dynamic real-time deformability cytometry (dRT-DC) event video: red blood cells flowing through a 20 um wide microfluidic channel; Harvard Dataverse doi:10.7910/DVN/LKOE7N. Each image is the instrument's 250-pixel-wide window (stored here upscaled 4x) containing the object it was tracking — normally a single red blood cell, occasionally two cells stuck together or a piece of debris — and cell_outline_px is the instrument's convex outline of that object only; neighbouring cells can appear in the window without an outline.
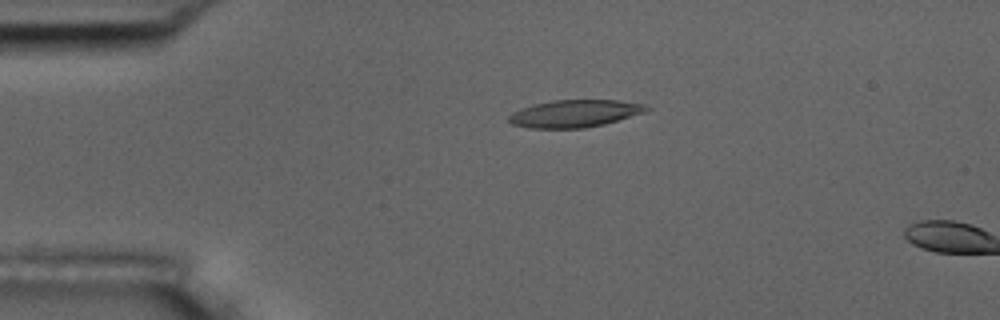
{"species": "common noctule bat (a hibernating species)", "species_latin": "Nyctalus noctula", "temperature_condition": "room temperature", "stored_images_in_passage": 4, "camera_frame_rate_fps": 3000, "um_per_image_px": 0.085, "animal": {"sex": "male", "body_mass_g": 17.5, "forearm_length_mm": 52.3}, "frame": {"image": 1, "passage_image": 3, "time_ms": 2.333, "image_size_px": [1000, 320], "cell_outline_px": [[652, 108], [644, 112], [604, 124], [584, 128], [528, 128], [512, 124], [508, 120], [508, 116], [512, 112], [536, 104], [552, 100], [620, 100], [644, 104]], "centroid_in_image_um": [48.86, 9.65], "position_along_channel_um": 36.1, "area_um2": 21.79}}